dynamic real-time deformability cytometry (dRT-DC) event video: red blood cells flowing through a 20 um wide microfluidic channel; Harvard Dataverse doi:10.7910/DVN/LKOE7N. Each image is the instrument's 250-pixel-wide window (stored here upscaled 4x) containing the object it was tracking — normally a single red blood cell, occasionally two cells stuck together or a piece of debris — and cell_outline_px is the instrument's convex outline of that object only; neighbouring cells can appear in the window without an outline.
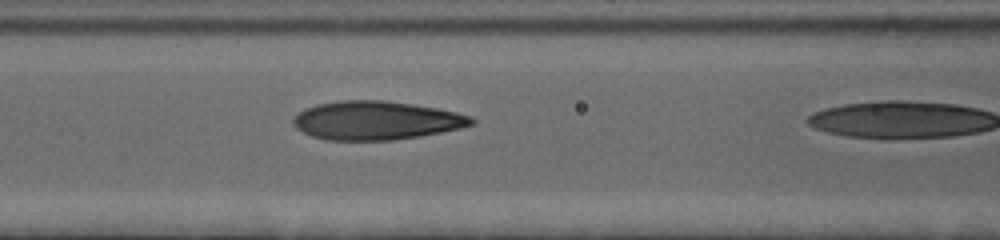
{"species": "human", "species_latin": "Homo sapiens", "temperature_condition": "cold", "stored_images_in_passage": 22, "camera_frame_rate_fps": 3000, "um_per_image_px": 0.085, "donor": {"sex": "female"}, "frame": {"image": 1, "passage_image": 21, "time_ms": 6.667, "image_size_px": [1000, 240], "cell_outline_px": [[476, 124], [460, 128], [420, 136], [392, 140], [328, 140], [312, 136], [296, 128], [292, 124], [292, 120], [300, 112], [316, 104], [340, 100], [384, 100], [412, 104], [436, 108], [456, 112], [472, 116], [476, 120]], "centroid_in_image_um": [32.0, 10.23], "position_along_channel_um": 134.6, "area_um2": 40.06}}